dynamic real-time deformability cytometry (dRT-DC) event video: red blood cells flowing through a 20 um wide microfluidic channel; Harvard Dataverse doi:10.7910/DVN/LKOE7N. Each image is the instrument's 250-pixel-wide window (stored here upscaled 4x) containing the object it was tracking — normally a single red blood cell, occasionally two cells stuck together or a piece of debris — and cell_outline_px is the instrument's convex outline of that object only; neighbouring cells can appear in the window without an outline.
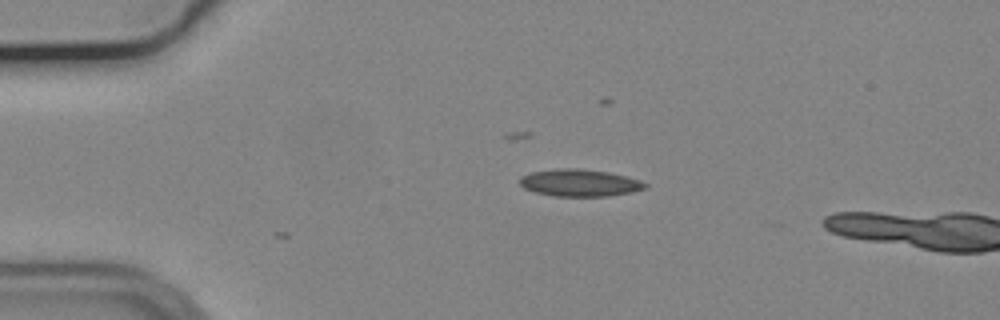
{"species": "common noctule bat (a hibernating species)", "species_latin": "Nyctalus noctula", "temperature_condition": "cold", "stored_images_in_passage": 3, "camera_frame_rate_fps": 3000, "um_per_image_px": 0.085, "animal": {"sex": "male", "body_mass_g": 19.2, "forearm_length_mm": 51.8}, "frame": {"image": 1, "passage_image": 3, "time_ms": 0.667, "image_size_px": [1000, 320], "cell_outline_px": [[648, 188], [632, 192], [608, 196], [552, 196], [536, 192], [524, 188], [520, 184], [520, 176], [528, 172], [556, 168], [580, 168], [608, 172], [640, 180], [648, 184]], "centroid_in_image_um": [49.25, 15.53], "position_along_channel_um": 35.7, "area_um2": 20.0}}